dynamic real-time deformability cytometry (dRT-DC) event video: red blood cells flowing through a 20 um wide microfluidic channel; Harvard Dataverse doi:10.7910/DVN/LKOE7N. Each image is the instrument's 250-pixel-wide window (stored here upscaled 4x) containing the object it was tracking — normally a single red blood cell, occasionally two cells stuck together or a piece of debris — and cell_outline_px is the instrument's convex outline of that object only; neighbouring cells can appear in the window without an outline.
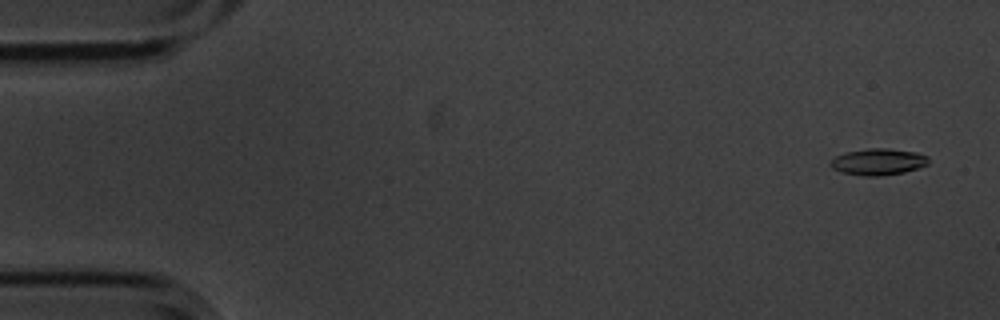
{"species": "common noctule bat (a hibernating species)", "species_latin": "Nyctalus noctula", "temperature_condition": "cold", "stored_images_in_passage": 56, "camera_frame_rate_fps": 3000, "um_per_image_px": 0.085, "animal": {"sex": "male", "body_mass_g": 20.1, "forearm_length_mm": 53.5}, "frame": {"image": 1, "passage_image": 3, "time_ms": 0.667, "image_size_px": [1000, 320], "cell_outline_px": [[928, 164], [904, 172], [880, 176], [864, 176], [840, 172], [832, 168], [828, 164], [836, 156], [844, 152], [868, 148], [888, 148], [916, 152], [928, 156]], "centroid_in_image_um": [74.61, 13.75], "position_along_channel_um": 10.4, "area_um2": 15.2}}
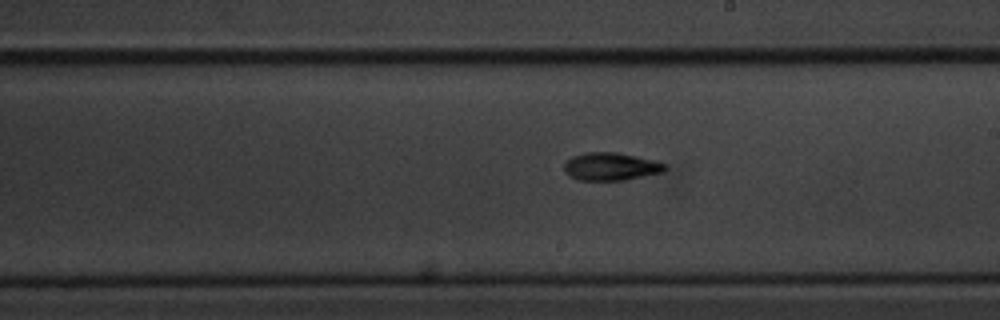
{"frame": {"image": 2, "passage_image": 32, "time_ms": 10.333, "image_size_px": [1000, 320], "cell_outline_px": [[668, 168], [660, 172], [624, 180], [580, 180], [564, 172], [564, 164], [572, 156], [584, 152], [616, 152], [652, 160], [664, 164]], "centroid_in_image_um": [51.87, 14.15], "position_along_channel_um": 237.1, "area_um2": 16.01}}
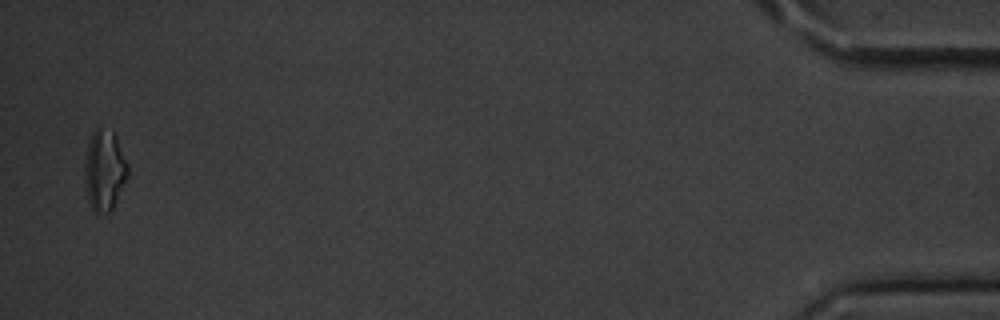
{"frame": {"image": 3, "passage_image": 55, "time_ms": 18.0, "image_size_px": [1000, 320], "cell_outline_px": [[128, 176], [112, 208], [108, 212], [96, 216], [88, 200], [84, 188], [84, 164], [88, 144], [92, 132], [96, 124], [100, 124], [112, 128], [116, 136], [128, 164]], "centroid_in_image_um": [8.85, 14.41], "position_along_channel_um": 426.3, "area_um2": 20.98}, "authors_computed_cell_mechanics": {"area_um2": 15.606, "velocity_mm_per_s": 3.6009, "shape_relaxation_time_tau1_ms": 3.0491, "shape_relaxation_time_tau2_ms": null, "deformation_change_tau1": 0.1158, "deformation_change_tau2": null}}